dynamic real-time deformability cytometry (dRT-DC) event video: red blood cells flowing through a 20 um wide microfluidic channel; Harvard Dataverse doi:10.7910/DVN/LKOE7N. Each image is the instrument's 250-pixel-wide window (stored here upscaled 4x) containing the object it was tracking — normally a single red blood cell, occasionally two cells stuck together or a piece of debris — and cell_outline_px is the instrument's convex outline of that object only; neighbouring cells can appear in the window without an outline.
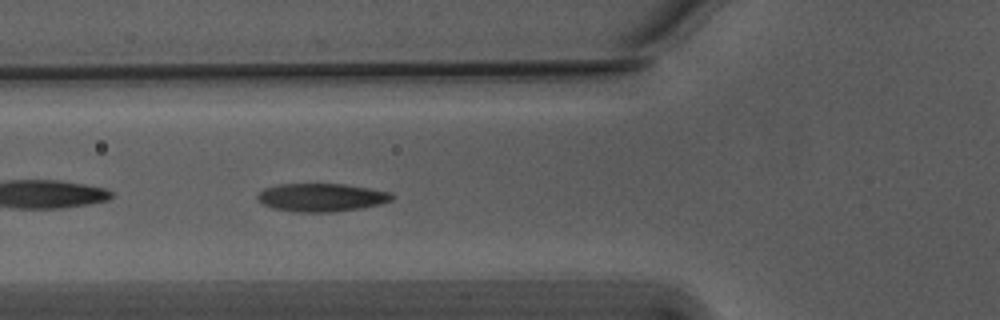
{"species": "Egyptian fruit bat (a non-hibernating species)", "species_latin": "Rousettus aegyptiacus", "temperature_condition": "warm", "stored_images_in_passage": 20, "camera_frame_rate_fps": 3000, "um_per_image_px": 0.085, "animal": {"sex": "male"}, "frame": {"image": 1, "passage_image": 4, "time_ms": 1.0, "image_size_px": [1000, 320], "cell_outline_px": [[396, 196], [392, 200], [380, 204], [360, 208], [336, 212], [296, 212], [272, 208], [256, 200], [256, 196], [264, 188], [280, 184], [344, 184], [392, 192]], "centroid_in_image_um": [27.33, 16.78], "position_along_channel_um": 98.5, "area_um2": 22.2}}